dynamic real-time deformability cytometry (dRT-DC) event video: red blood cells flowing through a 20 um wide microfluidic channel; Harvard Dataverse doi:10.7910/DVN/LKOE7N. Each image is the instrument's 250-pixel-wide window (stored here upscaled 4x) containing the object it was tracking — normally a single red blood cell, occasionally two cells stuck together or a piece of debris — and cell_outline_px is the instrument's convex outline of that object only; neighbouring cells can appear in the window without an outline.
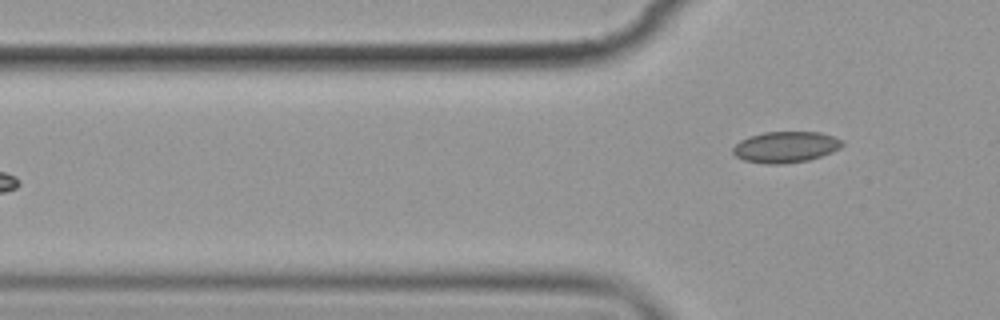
{"species": "common noctule bat (a hibernating species)", "species_latin": "Nyctalus noctula", "temperature_condition": "cold", "stored_images_in_passage": 4, "segment_of_instrument_passage": [2, 2], "camera_frame_rate_fps": 3000, "um_per_image_px": 0.085, "animal": {"sex": "female", "body_mass_g": 19.9}, "frame": {"image": 1, "passage_image": 4, "time_ms": 3.333, "image_size_px": [1000, 320], "cell_outline_px": [[844, 144], [840, 148], [832, 152], [808, 160], [784, 164], [764, 164], [744, 160], [736, 156], [732, 152], [732, 148], [740, 140], [748, 136], [764, 132], [820, 132], [844, 140]], "centroid_in_image_um": [66.77, 12.49], "position_along_channel_um": 59.0, "area_um2": 19.94}}